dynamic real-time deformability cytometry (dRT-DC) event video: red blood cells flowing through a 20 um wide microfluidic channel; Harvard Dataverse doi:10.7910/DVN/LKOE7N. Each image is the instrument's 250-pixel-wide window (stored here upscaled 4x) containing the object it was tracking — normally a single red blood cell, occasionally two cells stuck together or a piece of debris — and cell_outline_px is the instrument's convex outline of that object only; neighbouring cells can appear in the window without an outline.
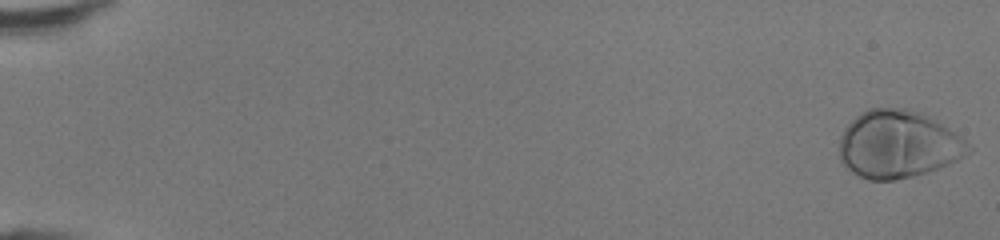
{"species": "human", "species_latin": "Homo sapiens", "temperature_condition": "room temperature", "stored_images_in_passage": 48, "camera_frame_rate_fps": 3000, "um_per_image_px": 0.085, "donor": {"sex": "female"}, "frame": {"image": 1, "passage_image": 1, "time_ms": 0.0, "image_size_px": [1000, 240], "cell_outline_px": [[972, 152], [948, 164], [928, 172], [896, 180], [868, 180], [852, 172], [840, 164], [840, 136], [844, 128], [860, 112], [868, 108], [908, 108], [924, 112], [956, 132], [972, 144]], "centroid_in_image_um": [76.36, 12.25], "position_along_channel_um": 8.6, "area_um2": 51.56}}
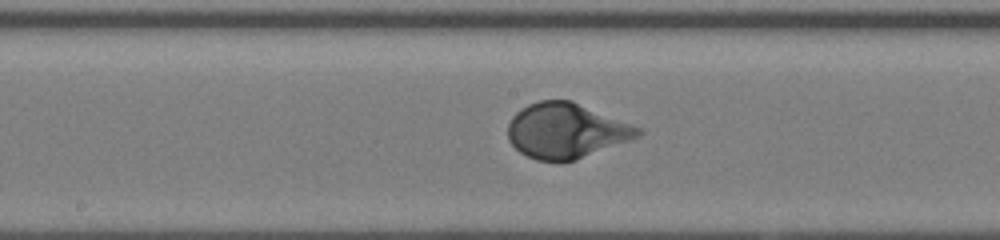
{"frame": {"image": 2, "passage_image": 27, "time_ms": 8.667, "image_size_px": [1000, 240], "cell_outline_px": [[644, 132], [640, 136], [576, 160], [536, 160], [520, 152], [508, 140], [508, 124], [512, 116], [520, 108], [528, 104], [540, 100], [572, 100], [644, 128]], "centroid_in_image_um": [48.15, 11.09], "position_along_channel_um": 200.1, "area_um2": 41.91}}
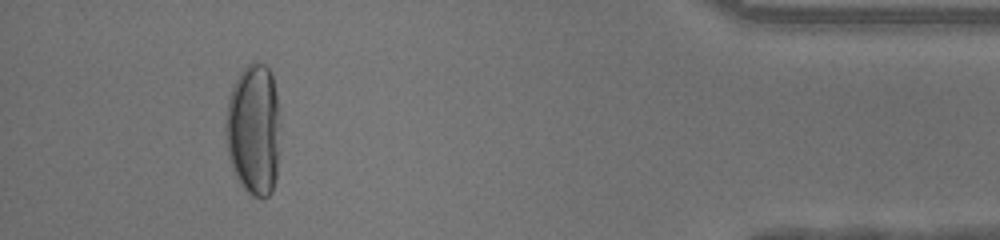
{"frame": {"image": 3, "passage_image": 45, "time_ms": 14.667, "image_size_px": [1000, 240], "cell_outline_px": [[280, 124], [276, 176], [272, 192], [268, 196], [260, 200], [252, 196], [240, 184], [232, 172], [228, 156], [224, 128], [224, 120], [228, 96], [240, 72], [252, 60], [264, 64], [272, 72], [280, 108]], "centroid_in_image_um": [21.55, 11.01], "position_along_channel_um": 413.6, "area_um2": 43.12}}